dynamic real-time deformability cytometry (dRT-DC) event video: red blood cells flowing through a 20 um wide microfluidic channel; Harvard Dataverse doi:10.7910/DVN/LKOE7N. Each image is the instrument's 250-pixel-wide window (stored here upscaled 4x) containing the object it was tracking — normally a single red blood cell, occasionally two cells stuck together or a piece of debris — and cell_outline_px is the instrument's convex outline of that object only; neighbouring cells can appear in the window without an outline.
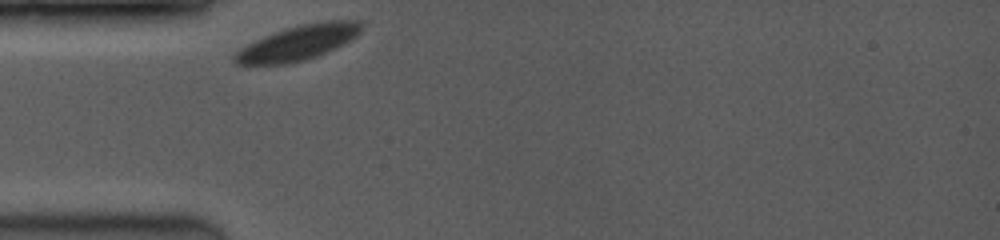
{"species": "common noctule bat (a hibernating species)", "species_latin": "Nyctalus noctula", "temperature_condition": "room temperature", "stored_images_in_passage": 8, "camera_frame_rate_fps": 3500, "um_per_image_px": 0.085, "animal": {"sex": "female", "body_mass_g": 19.0, "forearm_length_mm": 53.3}, "frame": {"image": 1, "passage_image": 1, "time_ms": 0.0, "image_size_px": [1000, 240], "cell_outline_px": [[360, 32], [356, 36], [316, 56], [304, 60], [288, 64], [236, 64], [232, 60], [232, 56], [240, 48], [264, 36], [284, 28], [300, 24], [320, 20], [360, 20]], "centroid_in_image_um": [25.29, 3.62], "position_along_channel_um": 59.7, "area_um2": 25.43}}
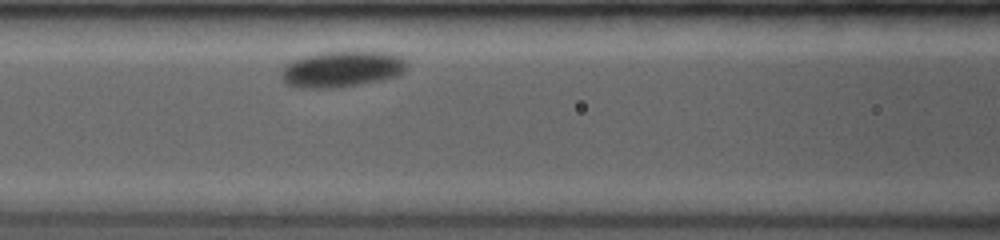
{"frame": {"image": 2, "passage_image": 6, "time_ms": 2.286, "image_size_px": [1000, 240], "cell_outline_px": [[408, 64], [404, 72], [396, 76], [384, 80], [360, 84], [332, 88], [304, 88], [288, 84], [280, 76], [280, 72], [284, 64], [304, 56], [320, 52], [388, 52], [400, 56], [408, 60]], "centroid_in_image_um": [29.08, 5.87], "position_along_channel_um": 137.5, "area_um2": 26.53}}
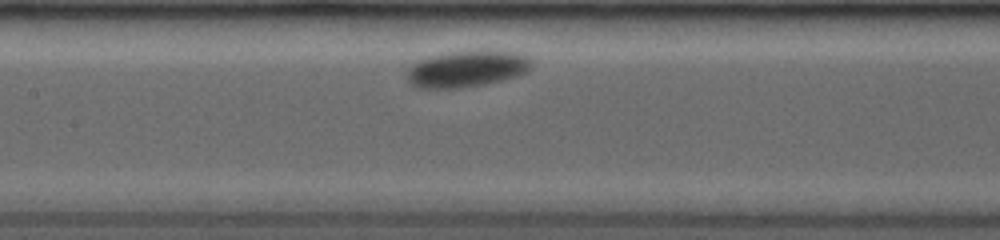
{"frame": {"image": 3, "passage_image": 8, "time_ms": 3.143, "image_size_px": [1000, 240], "cell_outline_px": [[532, 68], [528, 72], [516, 76], [484, 84], [464, 88], [416, 88], [408, 80], [408, 68], [412, 64], [420, 60], [432, 56], [448, 52], [480, 48], [496, 48], [520, 52], [528, 56], [532, 60]], "centroid_in_image_um": [39.78, 5.8], "position_along_channel_um": 167.6, "area_um2": 27.4}}